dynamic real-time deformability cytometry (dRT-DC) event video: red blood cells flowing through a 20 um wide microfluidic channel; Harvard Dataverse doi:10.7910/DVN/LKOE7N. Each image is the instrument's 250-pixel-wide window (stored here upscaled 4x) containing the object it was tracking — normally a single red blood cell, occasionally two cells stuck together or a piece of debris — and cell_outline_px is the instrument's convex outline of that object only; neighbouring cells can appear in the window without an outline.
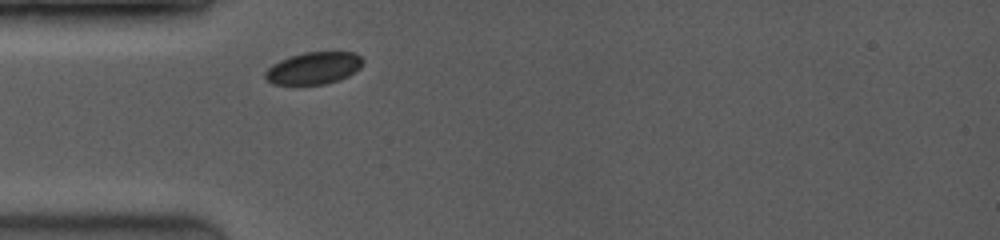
{"species": "common noctule bat (a hibernating species)", "species_latin": "Nyctalus noctula", "temperature_condition": "room temperature", "stored_images_in_passage": 1, "camera_frame_rate_fps": 3500, "um_per_image_px": 0.085, "animal": {"sex": "female", "body_mass_g": 19.0, "forearm_length_mm": 53.3}, "frame": {"image": 1, "passage_image": 1, "time_ms": 0.0, "image_size_px": [1000, 240], "cell_outline_px": [[364, 60], [360, 68], [348, 76], [324, 84], [272, 84], [264, 76], [264, 72], [272, 64], [288, 56], [304, 52], [356, 52]], "centroid_in_image_um": [26.65, 5.77], "position_along_channel_um": 58.3, "area_um2": 18.26}}